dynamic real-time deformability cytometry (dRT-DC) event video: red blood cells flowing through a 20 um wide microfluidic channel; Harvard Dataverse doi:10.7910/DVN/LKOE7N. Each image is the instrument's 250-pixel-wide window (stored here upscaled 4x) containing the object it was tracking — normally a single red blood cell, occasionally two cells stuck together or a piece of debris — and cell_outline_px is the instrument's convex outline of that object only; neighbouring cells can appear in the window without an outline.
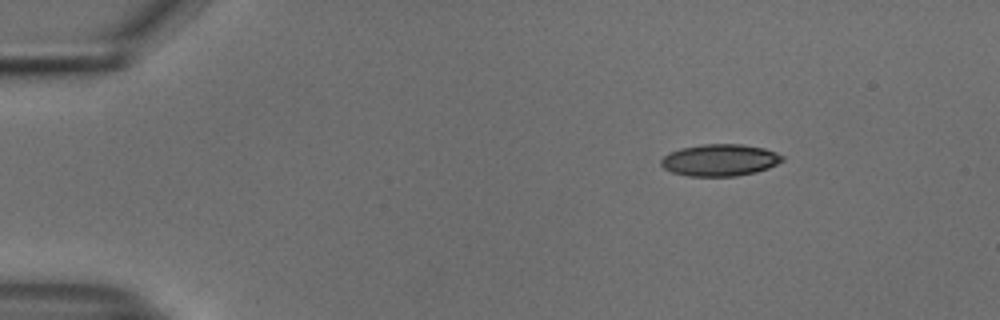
{"species": "common noctule bat (a hibernating species)", "species_latin": "Nyctalus noctula", "temperature_condition": "cold", "stored_images_in_passage": 47, "camera_frame_rate_fps": 3000, "um_per_image_px": 0.085, "animal": {"sex": "male", "body_mass_g": 18.8}, "frame": {"image": 1, "passage_image": 1, "time_ms": 0.0, "image_size_px": [1000, 320], "cell_outline_px": [[784, 160], [768, 168], [756, 172], [736, 176], [688, 176], [672, 172], [664, 168], [660, 164], [660, 160], [668, 152], [680, 148], [704, 144], [744, 144], [764, 148], [776, 152], [784, 156]], "centroid_in_image_um": [61.18, 13.6], "position_along_channel_um": 23.8, "area_um2": 22.66}}
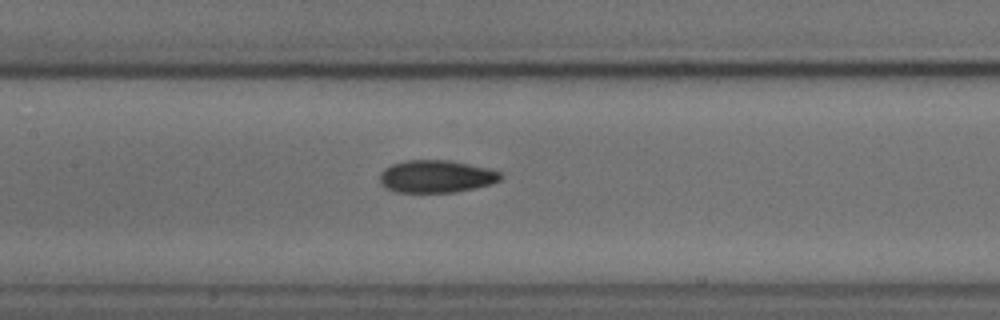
{"frame": {"image": 2, "passage_image": 19, "time_ms": 6.0, "image_size_px": [1000, 320], "cell_outline_px": [[504, 176], [500, 180], [492, 184], [476, 188], [456, 192], [396, 192], [384, 188], [380, 184], [380, 172], [384, 168], [392, 164], [404, 160], [452, 160], [488, 168], [500, 172]], "centroid_in_image_um": [37.08, 14.99], "position_along_channel_um": 170.3, "area_um2": 23.24}}
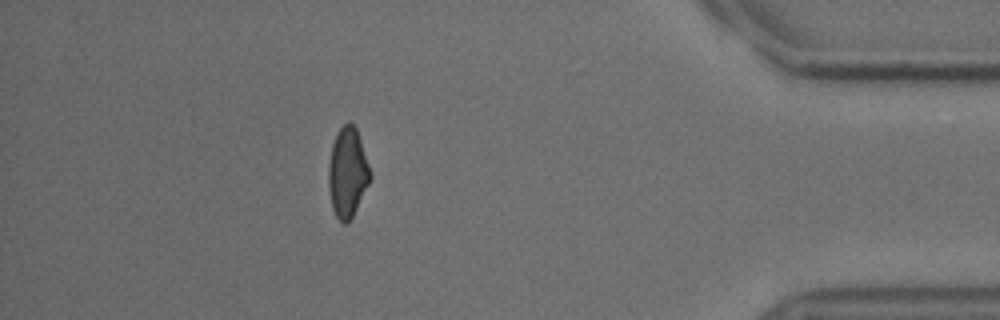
{"frame": {"image": 3, "passage_image": 41, "time_ms": 13.333, "image_size_px": [1000, 320], "cell_outline_px": [[372, 176], [352, 216], [344, 224], [336, 216], [332, 208], [328, 184], [328, 164], [332, 144], [340, 128], [348, 120], [356, 128]], "centroid_in_image_um": [29.52, 14.64], "position_along_channel_um": 405.7, "area_um2": 21.33}, "authors_computed_cell_mechanics": {"area_um2": 22.6576, "velocity_mm_per_s": 3.7711, "shape_relaxation_time_tau1_ms": 6.3091, "shape_relaxation_time_tau2_ms": 2.6603, "deformation_change_tau1": 0.1495, "deformation_change_tau2": 0.0823}}